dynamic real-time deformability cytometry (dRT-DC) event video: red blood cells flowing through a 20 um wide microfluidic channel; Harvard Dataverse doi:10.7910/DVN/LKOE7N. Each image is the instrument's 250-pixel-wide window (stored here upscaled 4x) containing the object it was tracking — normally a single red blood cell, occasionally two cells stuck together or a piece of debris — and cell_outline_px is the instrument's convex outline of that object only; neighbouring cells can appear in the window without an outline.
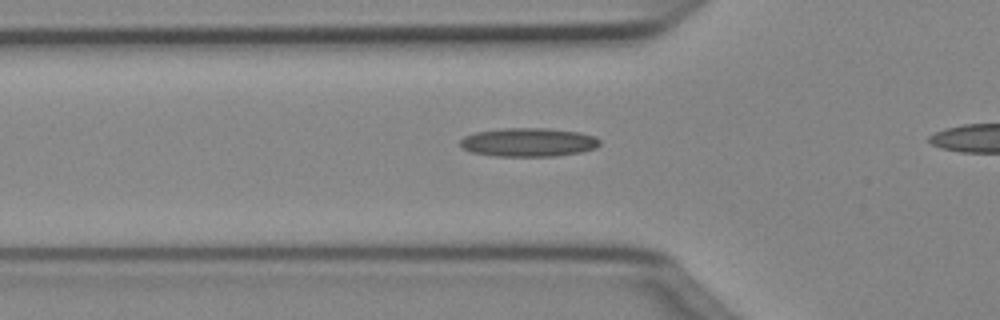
{"species": "Egyptian fruit bat (a non-hibernating species)", "species_latin": "Rousettus aegyptiacus", "temperature_condition": "cold", "stored_images_in_passage": 33, "camera_frame_rate_fps": 3000, "um_per_image_px": 0.085, "animal": {"sex": "female"}, "frame": {"image": 1, "passage_image": 9, "time_ms": 2.667, "image_size_px": [1000, 320], "cell_outline_px": [[600, 144], [596, 148], [580, 152], [556, 156], [496, 156], [472, 152], [464, 148], [460, 144], [460, 140], [464, 136], [476, 132], [504, 128], [544, 128], [580, 132], [596, 136], [600, 140]], "centroid_in_image_um": [44.95, 12.09], "position_along_channel_um": 80.8, "area_um2": 23.29}}
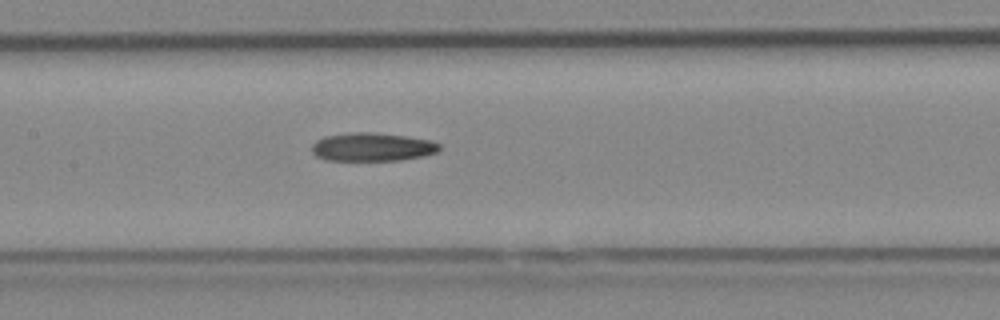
{"frame": {"image": 2, "passage_image": 16, "time_ms": 5.0, "image_size_px": [1000, 320], "cell_outline_px": [[440, 148], [436, 152], [424, 156], [404, 160], [324, 160], [316, 156], [312, 152], [312, 144], [316, 140], [324, 136], [352, 132], [372, 132], [404, 136], [432, 140], [440, 144]], "centroid_in_image_um": [31.63, 12.49], "position_along_channel_um": 175.8, "area_um2": 21.21}}
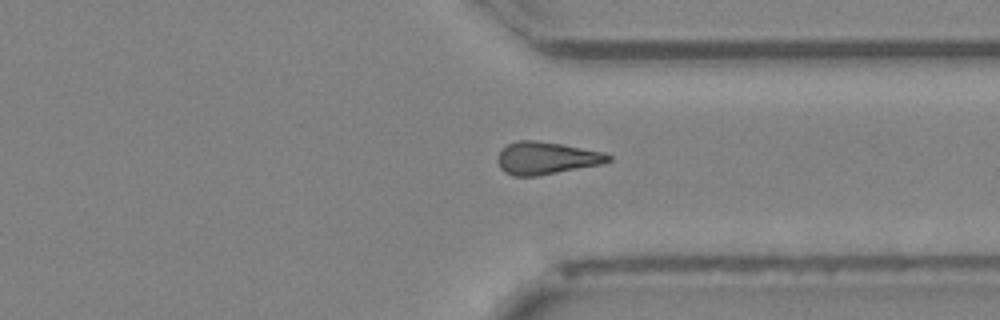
{"frame": {"image": 3, "passage_image": 30, "time_ms": 9.667, "image_size_px": [1000, 320], "cell_outline_px": [[612, 160], [600, 164], [536, 176], [512, 176], [504, 172], [500, 168], [496, 160], [500, 152], [508, 144], [516, 140], [532, 140], [564, 144], [604, 152], [612, 156]], "centroid_in_image_um": [46.42, 13.43], "position_along_channel_um": 365.0, "area_um2": 20.92}}